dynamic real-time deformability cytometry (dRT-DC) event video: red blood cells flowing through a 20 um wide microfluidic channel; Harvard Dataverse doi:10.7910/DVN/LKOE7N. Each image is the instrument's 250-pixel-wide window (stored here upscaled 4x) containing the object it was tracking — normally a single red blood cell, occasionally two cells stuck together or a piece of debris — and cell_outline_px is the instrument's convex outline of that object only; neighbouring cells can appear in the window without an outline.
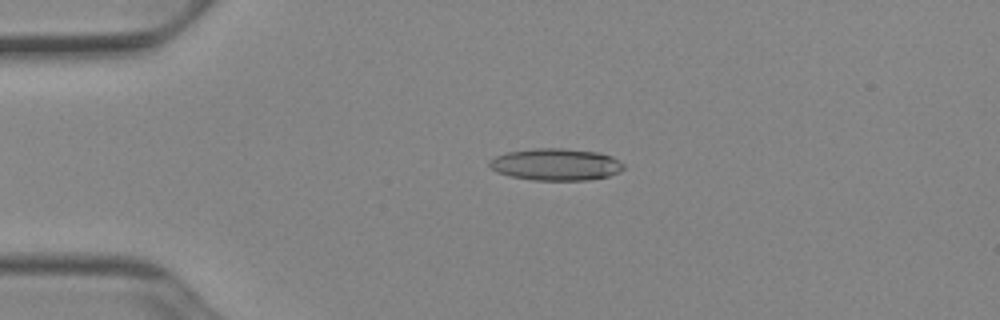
{"species": "Egyptian fruit bat (a non-hibernating species)", "species_latin": "Rousettus aegyptiacus", "temperature_condition": "cold", "stored_images_in_passage": 51, "camera_frame_rate_fps": 3000, "um_per_image_px": 0.085, "animal": {"sex": "female"}, "frame": {"image": 1, "passage_image": 11, "time_ms": 3.333, "image_size_px": [1000, 320], "cell_outline_px": [[624, 168], [620, 172], [608, 176], [588, 180], [532, 180], [512, 176], [496, 172], [488, 164], [488, 160], [496, 156], [508, 152], [532, 148], [564, 148], [596, 152], [612, 156], [620, 160], [624, 164]], "centroid_in_image_um": [47.26, 13.97], "position_along_channel_um": 37.7, "area_um2": 25.09}}
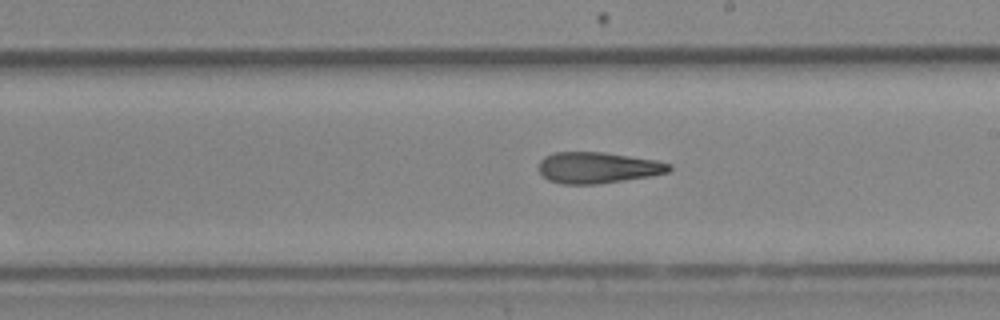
{"frame": {"image": 2, "passage_image": 29, "time_ms": 9.333, "image_size_px": [1000, 320], "cell_outline_px": [[672, 168], [668, 172], [652, 176], [596, 184], [564, 184], [548, 180], [540, 172], [540, 160], [544, 156], [556, 152], [604, 152], [656, 160], [672, 164]], "centroid_in_image_um": [50.84, 14.25], "position_along_channel_um": 238.2, "area_um2": 23.64}}
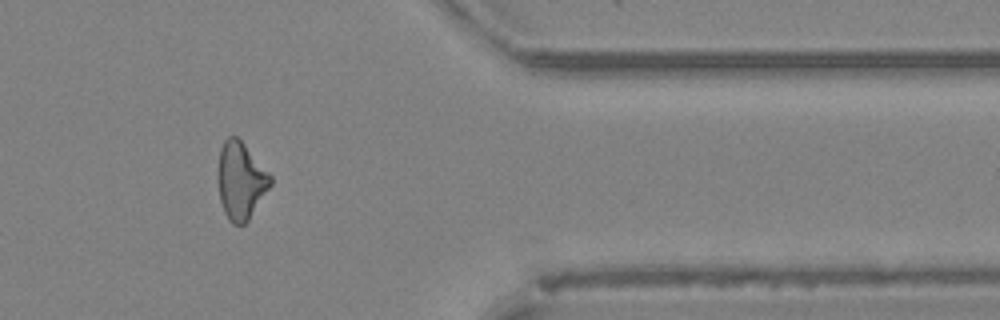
{"frame": {"image": 3, "passage_image": 42, "time_ms": 13.667, "image_size_px": [1000, 320], "cell_outline_px": [[272, 184], [248, 220], [244, 224], [232, 224], [228, 220], [224, 212], [220, 200], [220, 148], [224, 140], [228, 136], [236, 136], [244, 144], [272, 176]], "centroid_in_image_um": [20.49, 15.37], "position_along_channel_um": 390.9, "area_um2": 23.0}, "authors_computed_cell_mechanics": {"area_um2": 24.3338, "velocity_mm_per_s": 3.9498, "shape_relaxation_time_tau1_ms": 10.4612, "shape_relaxation_time_tau2_ms": 5.5926, "deformation_change_tau1": 0.2283, "deformation_change_tau2": 0.1852}}